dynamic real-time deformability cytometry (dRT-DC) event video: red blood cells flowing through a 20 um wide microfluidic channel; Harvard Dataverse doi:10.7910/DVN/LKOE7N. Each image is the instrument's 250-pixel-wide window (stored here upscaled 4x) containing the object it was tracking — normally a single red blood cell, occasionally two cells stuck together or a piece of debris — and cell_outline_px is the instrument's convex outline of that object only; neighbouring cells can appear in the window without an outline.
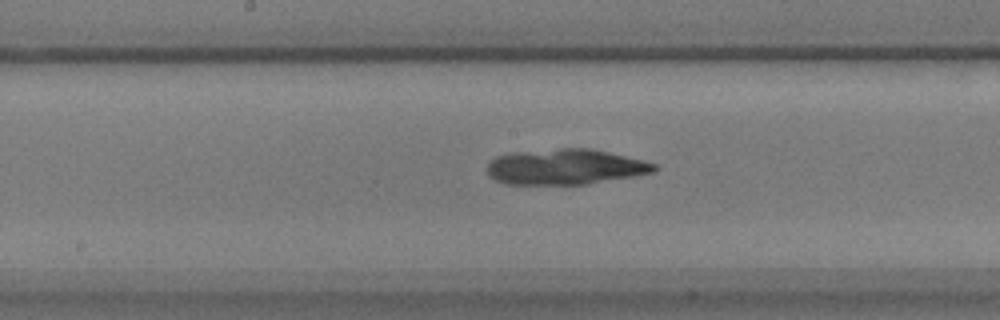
{"species": "common noctule bat (a hibernating species)", "species_latin": "Nyctalus noctula", "temperature_condition": "warm", "stored_images_in_passage": 53, "camera_frame_rate_fps": 3000, "um_per_image_px": 0.085, "animal": {"sex": "male", "body_mass_g": 17.9}, "frame": {"image": 1, "passage_image": 25, "time_ms": 8.0, "image_size_px": [1000, 320], "cell_outline_px": [[660, 168], [656, 172], [584, 184], [504, 184], [488, 176], [488, 164], [496, 156], [512, 152], [560, 148], [592, 148], [644, 160], [656, 164]], "centroid_in_image_um": [48.07, 14.17], "position_along_channel_um": 200.1, "area_um2": 34.68}}
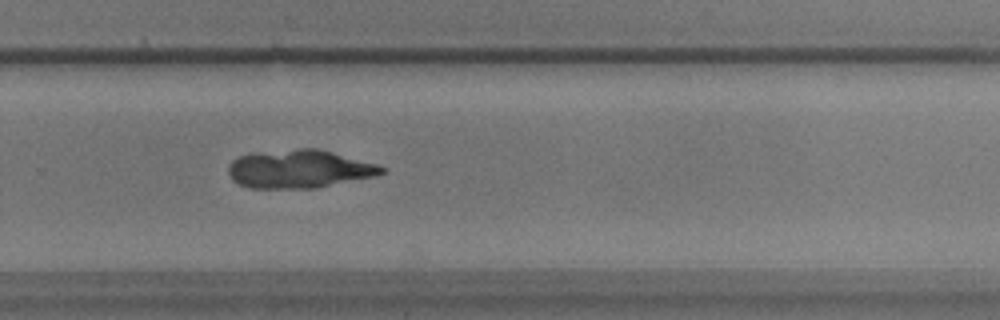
{"frame": {"image": 2, "passage_image": 34, "time_ms": 11.0, "image_size_px": [1000, 320], "cell_outline_px": [[388, 172], [376, 176], [316, 188], [252, 188], [240, 184], [232, 180], [228, 172], [228, 164], [232, 160], [240, 156], [252, 152], [300, 148], [316, 148], [332, 152], [376, 164], [384, 168]], "centroid_in_image_um": [25.42, 14.36], "position_along_channel_um": 304.4, "area_um2": 34.28}}
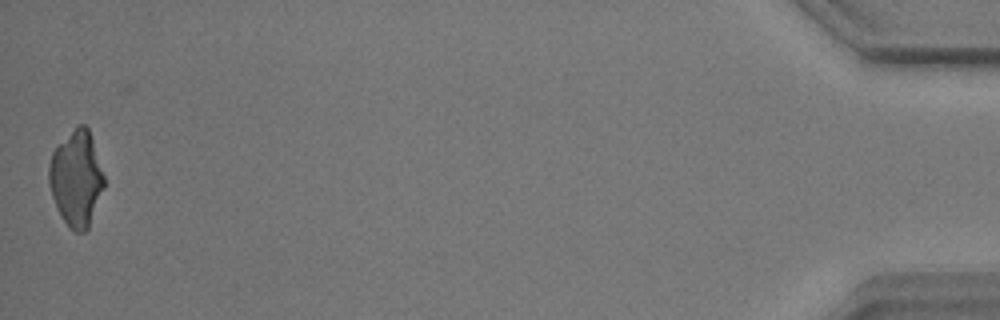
{"frame": {"image": 3, "passage_image": 53, "time_ms": 17.333, "image_size_px": [1000, 320], "cell_outline_px": [[104, 188], [88, 228], [84, 232], [76, 232], [64, 220], [56, 208], [48, 184], [48, 164], [52, 152], [76, 124], [84, 124], [88, 128], [104, 176]], "centroid_in_image_um": [6.46, 15.15], "position_along_channel_um": 428.7, "area_um2": 30.52}}